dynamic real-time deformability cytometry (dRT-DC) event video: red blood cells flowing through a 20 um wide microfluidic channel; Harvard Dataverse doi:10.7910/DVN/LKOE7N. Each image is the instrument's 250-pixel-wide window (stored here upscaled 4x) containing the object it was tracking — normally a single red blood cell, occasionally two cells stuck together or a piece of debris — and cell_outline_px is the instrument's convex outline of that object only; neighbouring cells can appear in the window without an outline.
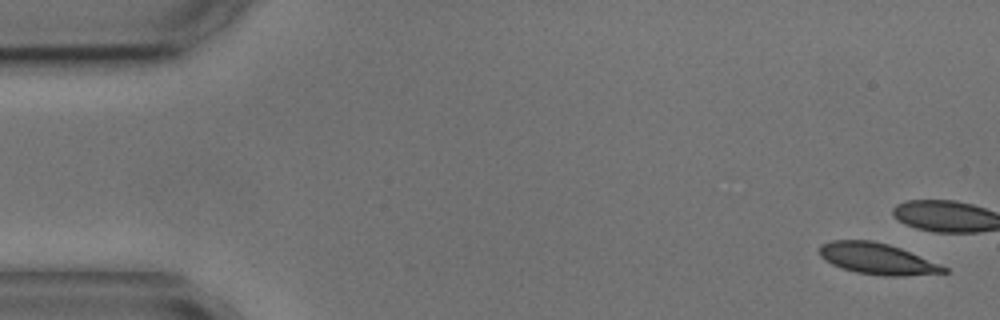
{"species": "common noctule bat (a hibernating species)", "species_latin": "Nyctalus noctula", "temperature_condition": "cold", "stored_images_in_passage": 6, "camera_frame_rate_fps": 3000, "um_per_image_px": 0.085, "animal": {"sex": "male", "body_mass_g": 17.9, "forearm_length_mm": 54.2}, "frame": {"image": 1, "passage_image": 1, "time_ms": 0.0, "image_size_px": [1000, 320], "cell_outline_px": [[948, 272], [904, 276], [884, 276], [856, 272], [840, 268], [824, 260], [820, 256], [820, 244], [832, 240], [872, 240], [888, 244], [900, 248], [940, 264], [948, 268]], "centroid_in_image_um": [74.54, 21.99], "position_along_channel_um": 10.5, "area_um2": 22.6}}